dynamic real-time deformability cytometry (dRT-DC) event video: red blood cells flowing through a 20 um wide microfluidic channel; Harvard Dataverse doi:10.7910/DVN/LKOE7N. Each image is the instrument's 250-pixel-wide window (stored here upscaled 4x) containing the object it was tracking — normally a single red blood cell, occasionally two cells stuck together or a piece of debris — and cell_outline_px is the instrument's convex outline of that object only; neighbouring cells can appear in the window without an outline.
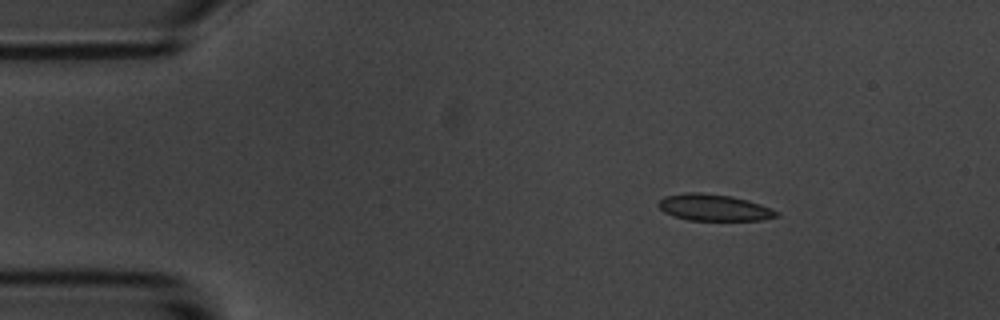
{"species": "common noctule bat (a hibernating species)", "species_latin": "Nyctalus noctula", "temperature_condition": "room temperature", "stored_images_in_passage": 49, "camera_frame_rate_fps": 3000, "um_per_image_px": 0.085, "animal": {"sex": "male", "body_mass_g": 20.1, "forearm_length_mm": 53.5}, "frame": {"image": 1, "passage_image": 1, "time_ms": 0.0, "image_size_px": [1000, 320], "cell_outline_px": [[780, 216], [760, 220], [688, 220], [672, 216], [664, 212], [656, 204], [664, 196], [688, 192], [700, 192], [732, 196], [748, 200], [772, 208], [780, 212]], "centroid_in_image_um": [60.69, 17.64], "position_along_channel_um": 24.3, "area_um2": 18.44}}
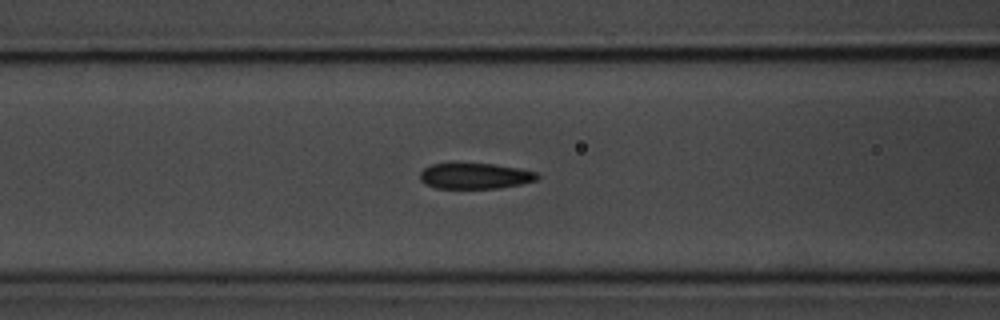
{"frame": {"image": 2, "passage_image": 15, "time_ms": 4.667, "image_size_px": [1000, 320], "cell_outline_px": [[540, 176], [536, 180], [520, 184], [496, 188], [436, 188], [424, 184], [420, 180], [420, 172], [424, 168], [432, 164], [492, 164], [520, 168], [536, 172]], "centroid_in_image_um": [40.36, 14.96], "position_along_channel_um": 126.2, "area_um2": 17.46}}
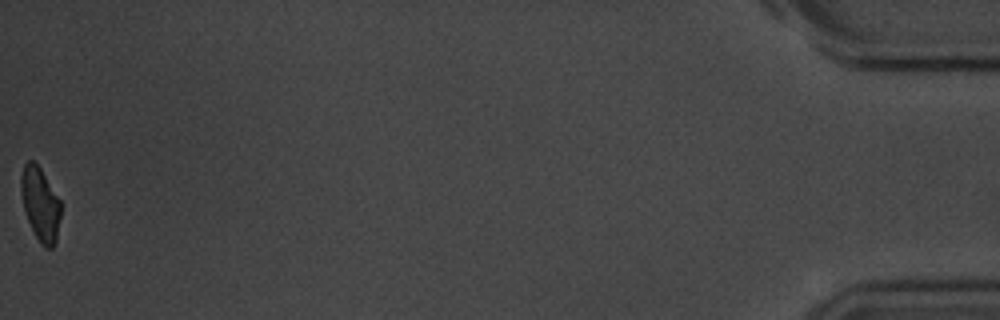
{"frame": {"image": 3, "passage_image": 49, "time_ms": 16.0, "image_size_px": [1000, 320], "cell_outline_px": [[60, 216], [56, 240], [52, 248], [44, 248], [40, 244], [24, 212], [20, 188], [20, 176], [24, 164], [28, 160], [32, 160], [40, 168], [60, 200]], "centroid_in_image_um": [3.4, 17.35], "position_along_channel_um": 431.8, "area_um2": 16.94}, "authors_computed_cell_mechanics": {"area_um2": 18.4382, "velocity_mm_per_s": 3.5783, "shape_relaxation_time_tau1_ms": 5.0525, "shape_relaxation_time_tau2_ms": 1.4488, "deformation_change_tau1": 0.1125, "deformation_change_tau2": 0.0561}}